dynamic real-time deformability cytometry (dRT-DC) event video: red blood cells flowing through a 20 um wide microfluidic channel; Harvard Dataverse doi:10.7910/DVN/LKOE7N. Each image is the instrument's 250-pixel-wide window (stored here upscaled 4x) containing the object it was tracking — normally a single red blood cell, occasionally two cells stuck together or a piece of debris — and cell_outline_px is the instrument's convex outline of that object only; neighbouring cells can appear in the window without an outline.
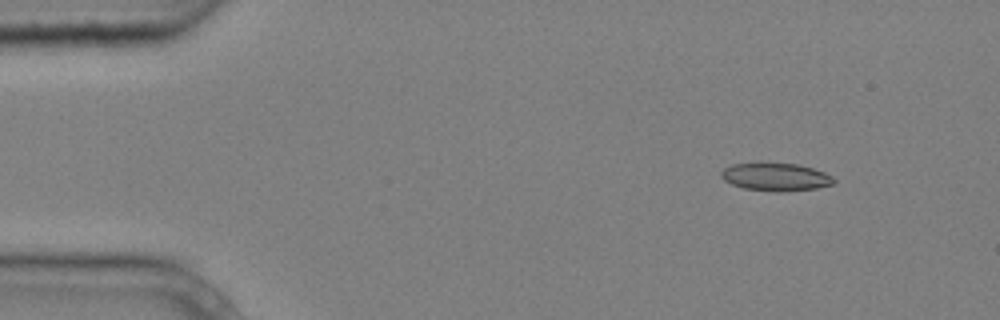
{"species": "common noctule bat (a hibernating species)", "species_latin": "Nyctalus noctula", "temperature_condition": "cold", "stored_images_in_passage": 4, "camera_frame_rate_fps": 3000, "um_per_image_px": 0.085, "animal": {"sex": "male", "body_mass_g": 20.4}, "frame": {"image": 1, "passage_image": 2, "time_ms": 0.333, "image_size_px": [1000, 320], "cell_outline_px": [[836, 180], [832, 184], [816, 188], [776, 192], [744, 188], [732, 184], [724, 180], [720, 176], [720, 172], [724, 168], [732, 164], [756, 160], [760, 160], [800, 164], [824, 172], [832, 176]], "centroid_in_image_um": [65.87, 14.98], "position_along_channel_um": 19.1, "area_um2": 19.02}}
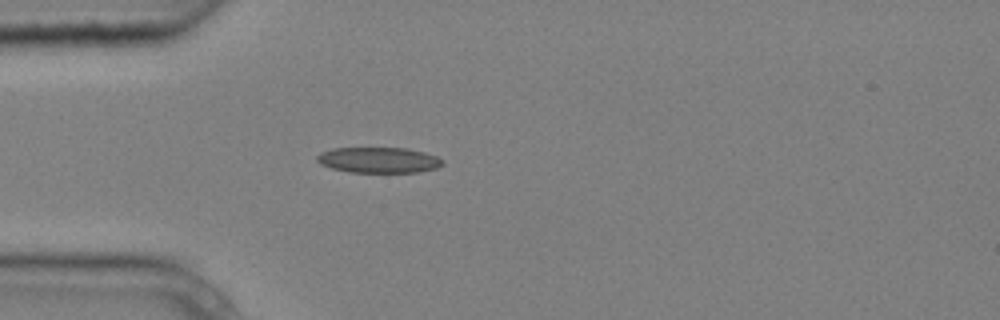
{"frame": {"image": 2, "passage_image": 4, "time_ms": 1.0, "image_size_px": [1000, 320], "cell_outline_px": [[444, 164], [436, 168], [416, 172], [348, 172], [332, 168], [320, 164], [316, 160], [316, 156], [320, 152], [332, 148], [408, 148], [424, 152], [436, 156], [444, 160]], "centroid_in_image_um": [32.17, 13.6], "position_along_channel_um": 52.8, "area_um2": 18.84}}